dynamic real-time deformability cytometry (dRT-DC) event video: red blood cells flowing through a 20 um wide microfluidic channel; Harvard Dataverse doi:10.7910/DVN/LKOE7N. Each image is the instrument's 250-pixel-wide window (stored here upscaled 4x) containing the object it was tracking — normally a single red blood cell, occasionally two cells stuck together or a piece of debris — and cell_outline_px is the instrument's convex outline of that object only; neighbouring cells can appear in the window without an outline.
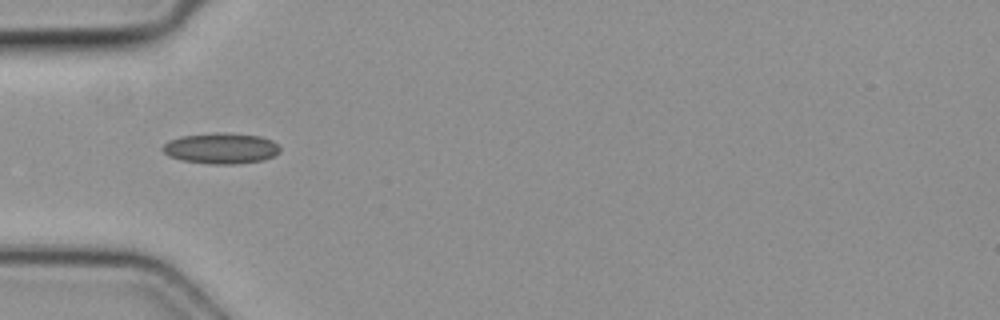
{"species": "common noctule bat (a hibernating species)", "species_latin": "Nyctalus noctula", "temperature_condition": "cold", "stored_images_in_passage": 2, "camera_frame_rate_fps": 3000, "um_per_image_px": 0.085, "animal": {"sex": "female", "body_mass_g": 19.3, "forearm_length_mm": 54.1}, "frame": {"image": 1, "passage_image": 1, "time_ms": 0.0, "image_size_px": [1000, 320], "cell_outline_px": [[280, 152], [264, 160], [236, 164], [208, 164], [184, 160], [168, 156], [160, 148], [168, 140], [180, 136], [216, 132], [224, 132], [260, 136], [272, 140], [280, 148]], "centroid_in_image_um": [18.77, 12.6], "position_along_channel_um": 66.2, "area_um2": 21.21}}
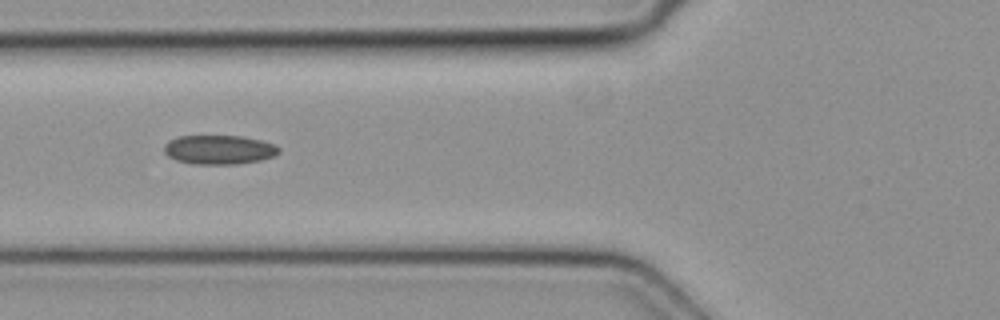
{"frame": {"image": 2, "passage_image": 2, "time_ms": 0.333, "image_size_px": [1000, 320], "cell_outline_px": [[280, 152], [272, 156], [260, 160], [236, 164], [192, 164], [176, 160], [168, 156], [164, 152], [164, 144], [168, 140], [180, 136], [244, 136], [276, 144], [280, 148]], "centroid_in_image_um": [18.61, 12.72], "position_along_channel_um": 107.2, "area_um2": 19.59}}